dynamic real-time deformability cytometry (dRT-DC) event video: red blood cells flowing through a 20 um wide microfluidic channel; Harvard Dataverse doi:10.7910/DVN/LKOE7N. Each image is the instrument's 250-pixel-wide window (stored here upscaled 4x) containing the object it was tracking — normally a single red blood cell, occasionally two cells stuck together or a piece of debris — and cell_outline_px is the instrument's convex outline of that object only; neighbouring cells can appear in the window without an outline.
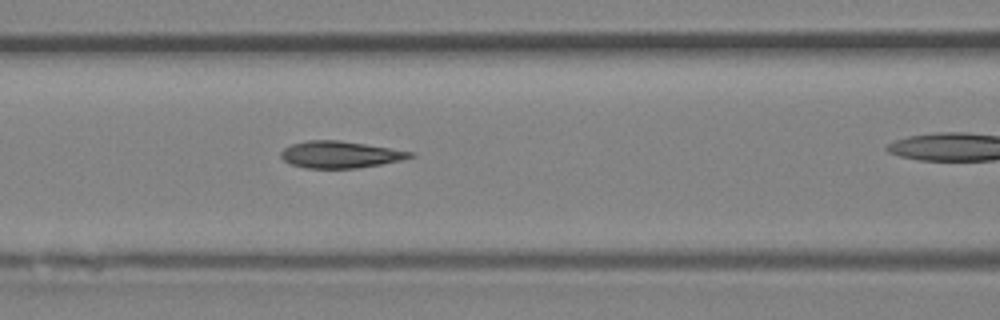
{"species": "Egyptian fruit bat (a non-hibernating species)", "species_latin": "Rousettus aegyptiacus", "temperature_condition": "room temperature", "stored_images_in_passage": 28, "camera_frame_rate_fps": 3000, "um_per_image_px": 0.085, "animal": {"sex": "female"}, "frame": {"image": 1, "passage_image": 13, "time_ms": 4.0, "image_size_px": [1000, 320], "cell_outline_px": [[416, 156], [404, 160], [356, 168], [304, 168], [288, 164], [280, 156], [280, 152], [284, 148], [292, 144], [308, 140], [340, 140], [416, 152]], "centroid_in_image_um": [28.93, 13.14], "position_along_channel_um": 137.7, "area_um2": 20.4}}